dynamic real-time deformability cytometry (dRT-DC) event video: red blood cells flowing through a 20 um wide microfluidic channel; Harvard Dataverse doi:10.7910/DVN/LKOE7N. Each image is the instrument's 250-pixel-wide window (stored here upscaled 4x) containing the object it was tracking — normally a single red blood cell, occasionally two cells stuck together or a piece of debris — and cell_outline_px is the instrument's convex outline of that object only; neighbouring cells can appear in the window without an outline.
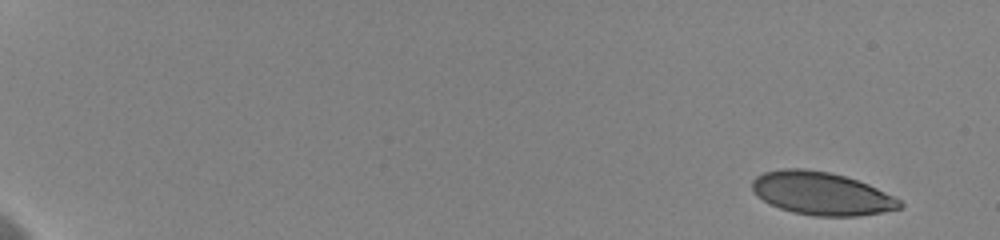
{"species": "human", "species_latin": "Homo sapiens", "temperature_condition": "cold", "stored_images_in_passage": 8, "camera_frame_rate_fps": 3000, "um_per_image_px": 0.085, "donor": {"sex": "female"}, "frame": {"image": 1, "passage_image": 1, "time_ms": 0.0, "image_size_px": [1000, 240], "cell_outline_px": [[904, 204], [900, 208], [880, 212], [856, 216], [812, 216], [792, 212], [768, 204], [756, 196], [752, 188], [752, 180], [756, 176], [764, 172], [784, 168], [804, 168], [832, 172], [868, 184], [900, 200]], "centroid_in_image_um": [69.77, 16.44], "position_along_channel_um": 15.2, "area_um2": 36.99}}